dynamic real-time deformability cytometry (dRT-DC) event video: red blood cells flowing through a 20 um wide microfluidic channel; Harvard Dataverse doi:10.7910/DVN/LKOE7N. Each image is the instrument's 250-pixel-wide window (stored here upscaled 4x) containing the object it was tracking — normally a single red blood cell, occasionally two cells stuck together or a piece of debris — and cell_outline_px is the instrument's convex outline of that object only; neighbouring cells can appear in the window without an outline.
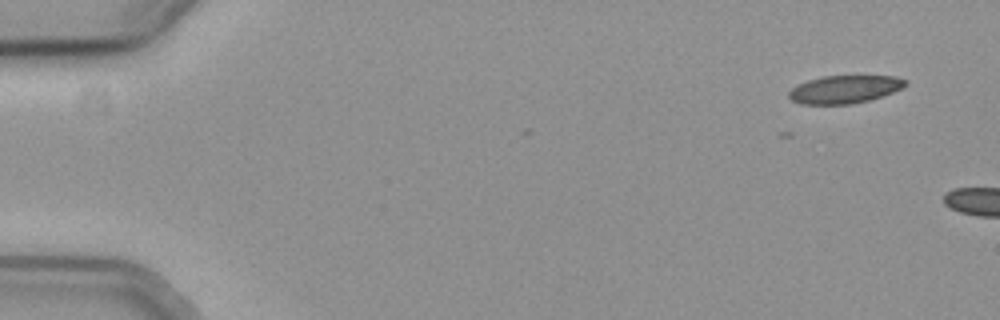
{"species": "common noctule bat (a hibernating species)", "species_latin": "Nyctalus noctula", "temperature_condition": "cold", "stored_images_in_passage": 5, "camera_frame_rate_fps": 3000, "um_per_image_px": 0.085, "animal": {"sex": "female", "body_mass_g": 19.3, "forearm_length_mm": 54.1}, "frame": {"image": 1, "passage_image": 1, "time_ms": 0.0, "image_size_px": [1000, 320], "cell_outline_px": [[908, 84], [892, 92], [868, 100], [852, 104], [800, 104], [792, 100], [788, 96], [788, 92], [792, 88], [808, 80], [824, 76], [896, 76], [908, 80]], "centroid_in_image_um": [71.79, 7.59], "position_along_channel_um": 13.2, "area_um2": 18.79}}